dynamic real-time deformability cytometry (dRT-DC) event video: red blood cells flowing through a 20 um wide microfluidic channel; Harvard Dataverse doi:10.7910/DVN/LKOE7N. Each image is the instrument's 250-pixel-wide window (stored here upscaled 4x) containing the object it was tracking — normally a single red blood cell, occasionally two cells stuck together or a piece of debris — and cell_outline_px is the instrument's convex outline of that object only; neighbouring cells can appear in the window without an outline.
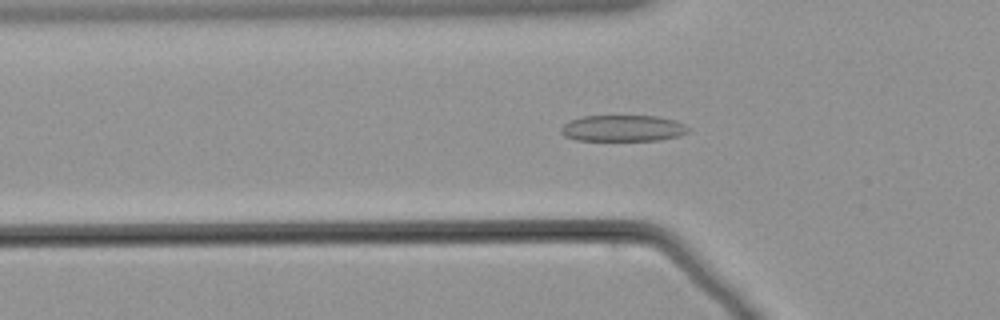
{"species": "common noctule bat (a hibernating species)", "species_latin": "Nyctalus noctula", "temperature_condition": "warm", "stored_images_in_passage": 53, "camera_frame_rate_fps": 3000, "um_per_image_px": 0.085, "animal": {"sex": "male", "body_mass_g": 21.5, "forearm_length_mm": 52.0}, "frame": {"image": 1, "passage_image": 13, "time_ms": 4.0, "image_size_px": [1000, 320], "cell_outline_px": [[688, 132], [680, 136], [660, 140], [576, 140], [564, 136], [560, 132], [560, 128], [564, 124], [572, 120], [584, 116], [656, 116], [676, 120], [684, 124], [688, 128]], "centroid_in_image_um": [52.95, 10.9], "position_along_channel_um": 72.8, "area_um2": 19.48}}
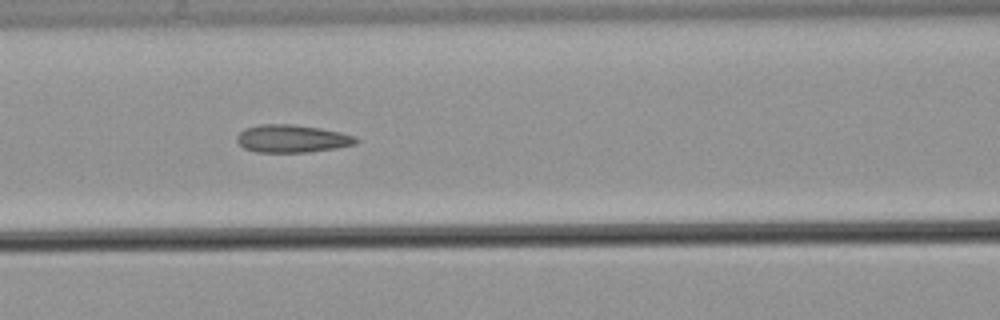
{"frame": {"image": 2, "passage_image": 19, "time_ms": 6.0, "image_size_px": [1000, 320], "cell_outline_px": [[360, 140], [356, 144], [336, 148], [308, 152], [256, 152], [244, 148], [236, 140], [236, 136], [244, 128], [260, 124], [292, 124], [320, 128], [340, 132], [356, 136]], "centroid_in_image_um": [24.83, 11.78], "position_along_channel_um": 141.8, "area_um2": 19.36}}
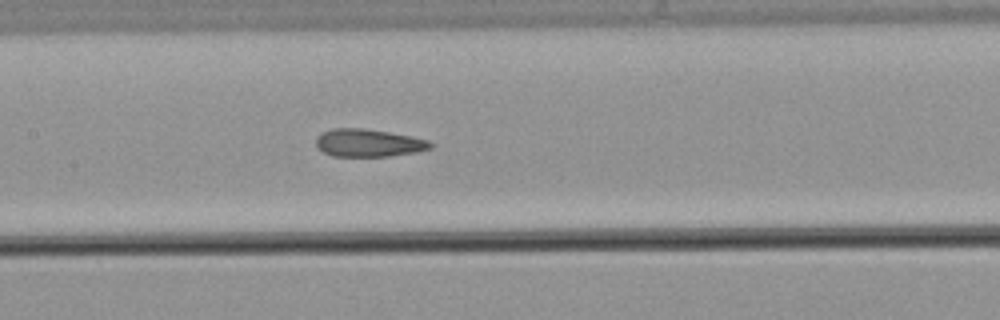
{"frame": {"image": 3, "passage_image": 22, "time_ms": 7.0, "image_size_px": [1000, 320], "cell_outline_px": [[436, 144], [432, 148], [416, 152], [388, 156], [332, 156], [316, 148], [316, 136], [320, 132], [332, 128], [364, 128], [412, 136], [428, 140]], "centroid_in_image_um": [31.31, 12.14], "position_along_channel_um": 176.1, "area_um2": 18.73}}